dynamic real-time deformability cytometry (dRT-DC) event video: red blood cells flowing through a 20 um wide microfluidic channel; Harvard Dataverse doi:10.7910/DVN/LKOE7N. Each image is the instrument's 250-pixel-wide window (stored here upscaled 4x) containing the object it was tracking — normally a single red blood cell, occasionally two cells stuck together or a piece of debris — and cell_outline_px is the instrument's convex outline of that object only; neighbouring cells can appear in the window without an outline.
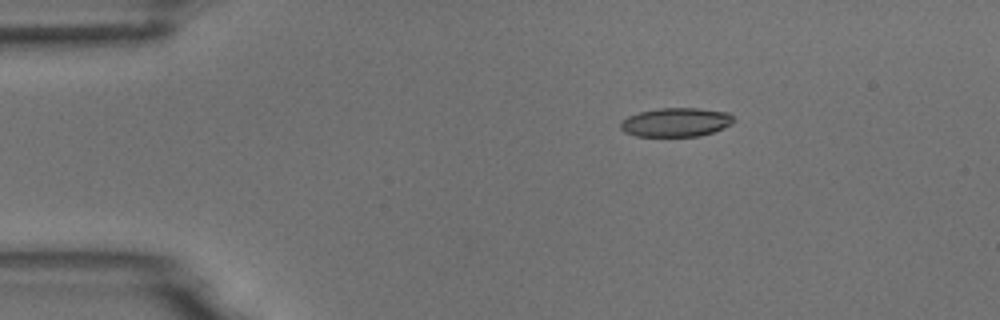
{"species": "common noctule bat (a hibernating species)", "species_latin": "Nyctalus noctula", "temperature_condition": "room temperature", "stored_images_in_passage": 46, "camera_frame_rate_fps": 3000, "um_per_image_px": 0.085, "animal": {"sex": "male", "body_mass_g": 18.8}, "frame": {"image": 1, "passage_image": 1, "time_ms": 0.0, "image_size_px": [1000, 320], "cell_outline_px": [[736, 120], [732, 124], [712, 132], [700, 136], [636, 136], [624, 132], [620, 128], [620, 120], [628, 116], [640, 112], [660, 108], [700, 108], [728, 112]], "centroid_in_image_um": [57.45, 10.39], "position_along_channel_um": 27.5, "area_um2": 19.13}}
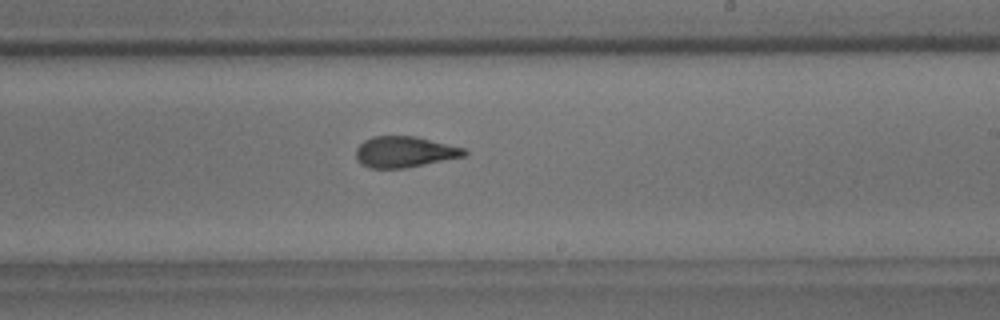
{"frame": {"image": 2, "passage_image": 24, "time_ms": 7.667, "image_size_px": [1000, 320], "cell_outline_px": [[468, 152], [464, 156], [404, 168], [368, 168], [360, 164], [356, 160], [356, 148], [364, 140], [372, 136], [416, 136], [464, 148]], "centroid_in_image_um": [34.34, 12.91], "position_along_channel_um": 254.7, "area_um2": 19.54}}
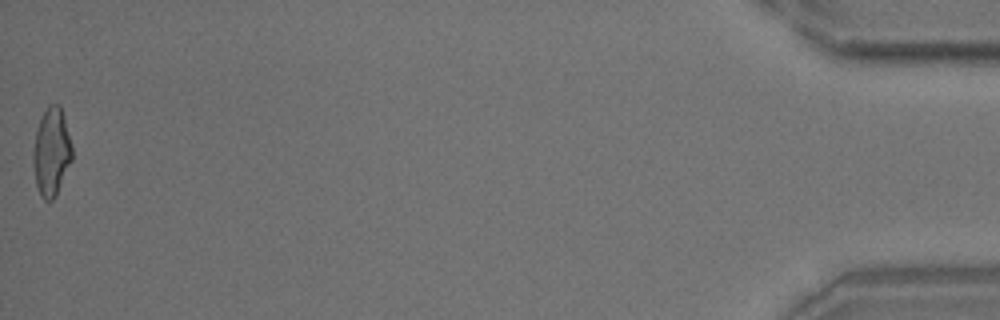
{"frame": {"image": 3, "passage_image": 46, "time_ms": 15.0, "image_size_px": [1000, 320], "cell_outline_px": [[72, 160], [56, 196], [52, 200], [44, 200], [40, 196], [36, 184], [32, 164], [32, 152], [36, 128], [48, 104], [60, 104], [64, 116], [72, 144]], "centroid_in_image_um": [4.36, 12.92], "position_along_channel_um": 430.8, "area_um2": 20.29}, "authors_computed_cell_mechanics": {"area_um2": 19.9988, "velocity_mm_per_s": 3.7264, "shape_relaxation_time_tau1_ms": 8.0246, "shape_relaxation_time_tau2_ms": 1.7803, "deformation_change_tau1": 0.2085, "deformation_change_tau2": 0.0942}}